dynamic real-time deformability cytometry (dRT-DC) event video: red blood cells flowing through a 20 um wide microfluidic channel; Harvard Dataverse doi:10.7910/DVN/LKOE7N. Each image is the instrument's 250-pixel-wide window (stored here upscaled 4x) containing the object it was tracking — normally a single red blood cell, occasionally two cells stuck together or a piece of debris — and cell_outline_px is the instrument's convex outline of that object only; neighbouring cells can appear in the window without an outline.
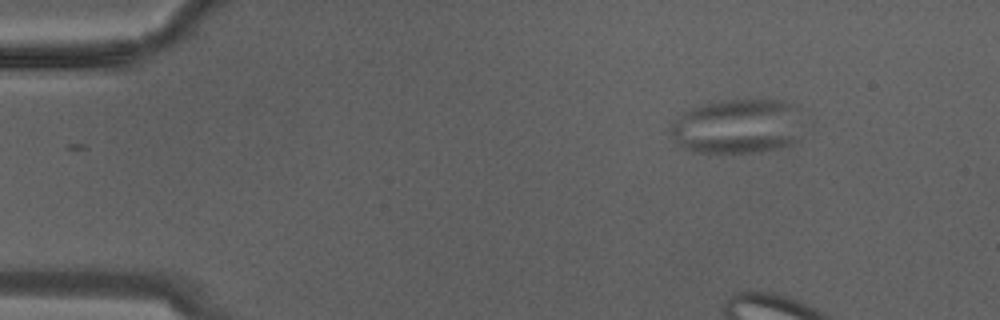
{"species": "Egyptian fruit bat (a non-hibernating species)", "species_latin": "Rousettus aegyptiacus", "temperature_condition": "warm", "stored_images_in_passage": 5, "camera_frame_rate_fps": 3000, "um_per_image_px": 0.085, "animal": {"sex": "male"}, "frame": {"image": 1, "passage_image": 1, "time_ms": 0.0, "image_size_px": [1000, 320], "cell_outline_px": [[812, 128], [796, 140], [788, 144], [776, 148], [756, 152], [696, 152], [684, 148], [668, 132], [668, 128], [672, 120], [684, 112], [692, 108], [704, 104], [720, 100], [784, 100], [796, 104], [800, 108]], "centroid_in_image_um": [62.85, 10.71], "position_along_channel_um": 22.1, "area_um2": 43.75}}